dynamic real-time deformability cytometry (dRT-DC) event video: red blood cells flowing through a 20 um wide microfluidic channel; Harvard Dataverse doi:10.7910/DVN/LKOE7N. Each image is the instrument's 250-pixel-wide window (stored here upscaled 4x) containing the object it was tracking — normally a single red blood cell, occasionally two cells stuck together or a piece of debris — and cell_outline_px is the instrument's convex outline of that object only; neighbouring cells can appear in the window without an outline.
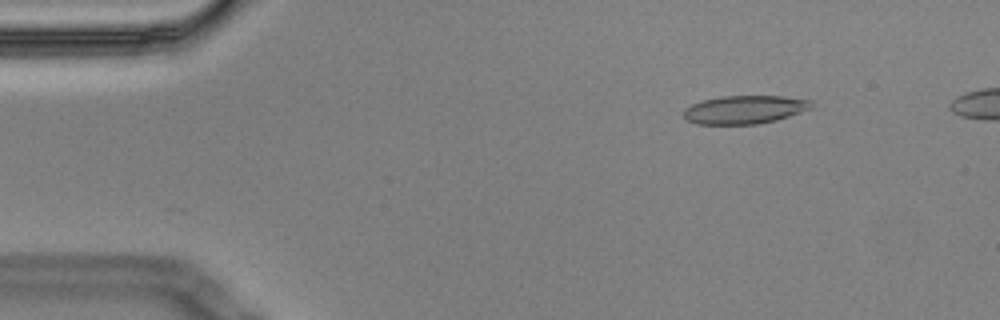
{"species": "Egyptian fruit bat (a non-hibernating species)", "species_latin": "Rousettus aegyptiacus", "temperature_condition": "cold", "stored_images_in_passage": 5, "camera_frame_rate_fps": 3000, "um_per_image_px": 0.085, "animal": {"sex": "male"}, "frame": {"image": 1, "passage_image": 2, "time_ms": 0.333, "image_size_px": [1000, 320], "cell_outline_px": [[812, 108], [776, 120], [756, 124], [696, 124], [688, 120], [684, 116], [684, 108], [692, 104], [704, 100], [720, 96], [784, 96], [812, 100]], "centroid_in_image_um": [63.3, 9.31], "position_along_channel_um": 21.7, "area_um2": 20.98}}